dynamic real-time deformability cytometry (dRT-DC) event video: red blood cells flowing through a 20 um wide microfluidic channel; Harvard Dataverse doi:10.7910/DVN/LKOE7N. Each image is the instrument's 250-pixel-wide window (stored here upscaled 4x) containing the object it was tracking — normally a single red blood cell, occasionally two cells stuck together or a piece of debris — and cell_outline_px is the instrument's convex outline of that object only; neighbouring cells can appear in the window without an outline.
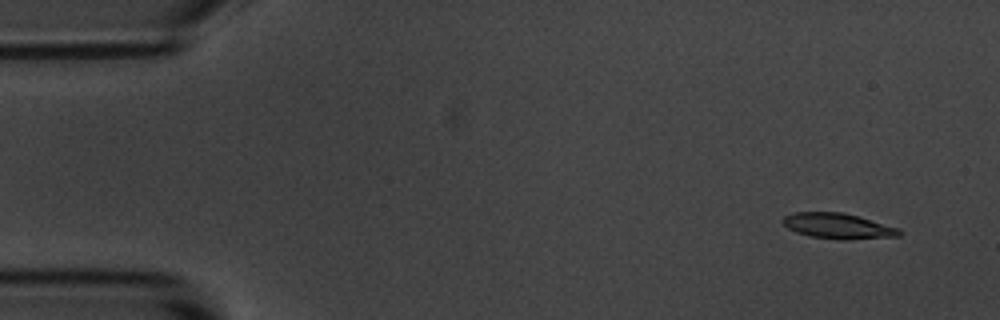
{"species": "common noctule bat (a hibernating species)", "species_latin": "Nyctalus noctula", "temperature_condition": "room temperature", "stored_images_in_passage": 14, "camera_frame_rate_fps": 3000, "um_per_image_px": 0.085, "animal": {"sex": "male", "body_mass_g": 20.1, "forearm_length_mm": 53.5}, "frame": {"image": 1, "passage_image": 1, "time_ms": 0.0, "image_size_px": [1000, 320], "cell_outline_px": [[904, 232], [900, 236], [848, 240], [840, 240], [808, 236], [796, 232], [788, 228], [780, 220], [784, 216], [792, 212], [844, 212], [860, 216], [900, 228]], "centroid_in_image_um": [71.26, 19.21], "position_along_channel_um": 13.7, "area_um2": 17.74}}
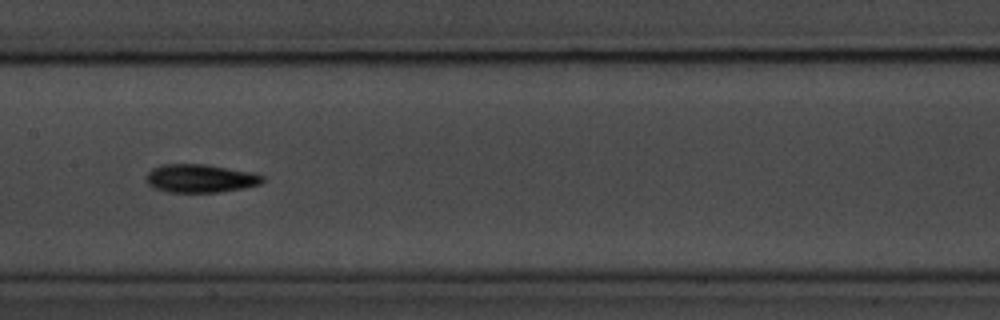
{"frame": {"image": 2, "passage_image": 7, "time_ms": 7.667, "image_size_px": [1000, 320], "cell_outline_px": [[264, 180], [260, 184], [244, 188], [220, 192], [168, 192], [156, 188], [148, 184], [144, 180], [144, 176], [152, 168], [160, 164], [208, 164], [252, 172], [264, 176]], "centroid_in_image_um": [17.0, 15.15], "position_along_channel_um": 190.4, "area_um2": 19.42}}
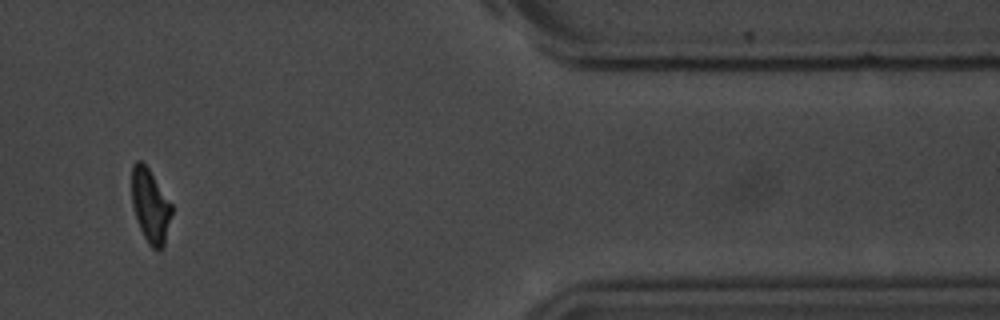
{"frame": {"image": 3, "passage_image": 12, "time_ms": 14.333, "image_size_px": [1000, 320], "cell_outline_px": [[172, 212], [164, 244], [160, 248], [152, 248], [148, 244], [136, 220], [132, 204], [132, 164], [136, 160], [140, 160], [148, 168], [172, 204]], "centroid_in_image_um": [12.76, 17.47], "position_along_channel_um": 398.6, "area_um2": 16.94}, "authors_computed_cell_mechanics": {"area_um2": 17.8313, "velocity_mm_per_s": 3.6793, "shape_relaxation_time_tau1_ms": 2.5339, "shape_relaxation_time_tau2_ms": null, "deformation_change_tau1": 0.1078, "deformation_change_tau2": null}}